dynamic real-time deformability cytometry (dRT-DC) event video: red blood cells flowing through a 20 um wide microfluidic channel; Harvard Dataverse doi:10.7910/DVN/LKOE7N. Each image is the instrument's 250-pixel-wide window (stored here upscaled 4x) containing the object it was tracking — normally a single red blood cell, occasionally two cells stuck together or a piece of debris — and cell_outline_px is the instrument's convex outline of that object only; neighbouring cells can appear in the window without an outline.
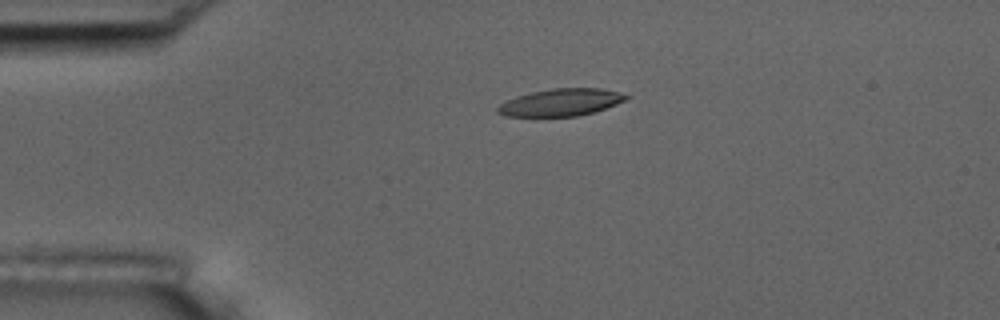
{"species": "common noctule bat (a hibernating species)", "species_latin": "Nyctalus noctula", "temperature_condition": "room temperature", "stored_images_in_passage": 3, "camera_frame_rate_fps": 3000, "um_per_image_px": 0.085, "animal": {"sex": "male", "body_mass_g": 17.5, "forearm_length_mm": 52.3}, "frame": {"image": 1, "passage_image": 2, "time_ms": 1.0, "image_size_px": [1000, 320], "cell_outline_px": [[632, 96], [616, 104], [580, 116], [536, 120], [504, 116], [496, 112], [496, 108], [500, 104], [516, 96], [532, 92], [552, 88], [600, 88], [620, 92]], "centroid_in_image_um": [47.58, 8.76], "position_along_channel_um": 37.4, "area_um2": 21.39}}